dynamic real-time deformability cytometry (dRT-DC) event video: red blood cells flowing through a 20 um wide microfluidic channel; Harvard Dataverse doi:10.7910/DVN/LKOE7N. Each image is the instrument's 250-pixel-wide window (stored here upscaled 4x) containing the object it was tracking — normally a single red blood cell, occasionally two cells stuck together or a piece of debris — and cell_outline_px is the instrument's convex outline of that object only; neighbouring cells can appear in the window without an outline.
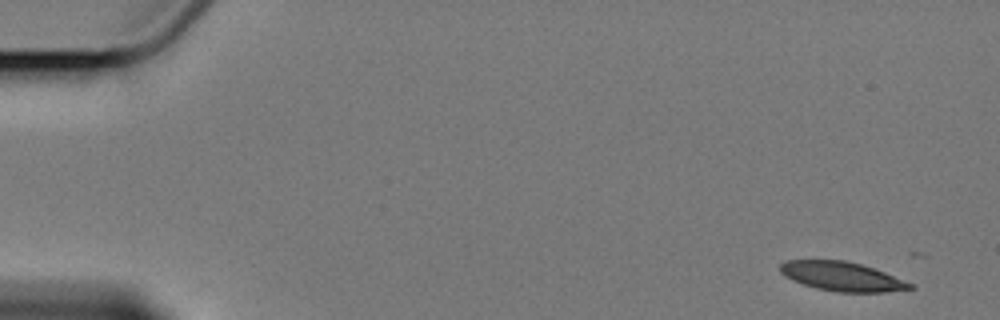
{"species": "Egyptian fruit bat (a non-hibernating species)", "species_latin": "Rousettus aegyptiacus", "temperature_condition": "cold", "stored_images_in_passage": 6, "camera_frame_rate_fps": 3000, "um_per_image_px": 0.085, "animal": {"sex": "female"}, "frame": {"image": 1, "passage_image": 1, "time_ms": 0.0, "image_size_px": [1000, 320], "cell_outline_px": [[916, 288], [884, 292], [836, 292], [816, 288], [792, 280], [784, 276], [780, 272], [780, 264], [788, 260], [844, 260], [860, 264], [884, 272], [912, 284]], "centroid_in_image_um": [71.54, 23.5], "position_along_channel_um": 13.5, "area_um2": 21.85}}